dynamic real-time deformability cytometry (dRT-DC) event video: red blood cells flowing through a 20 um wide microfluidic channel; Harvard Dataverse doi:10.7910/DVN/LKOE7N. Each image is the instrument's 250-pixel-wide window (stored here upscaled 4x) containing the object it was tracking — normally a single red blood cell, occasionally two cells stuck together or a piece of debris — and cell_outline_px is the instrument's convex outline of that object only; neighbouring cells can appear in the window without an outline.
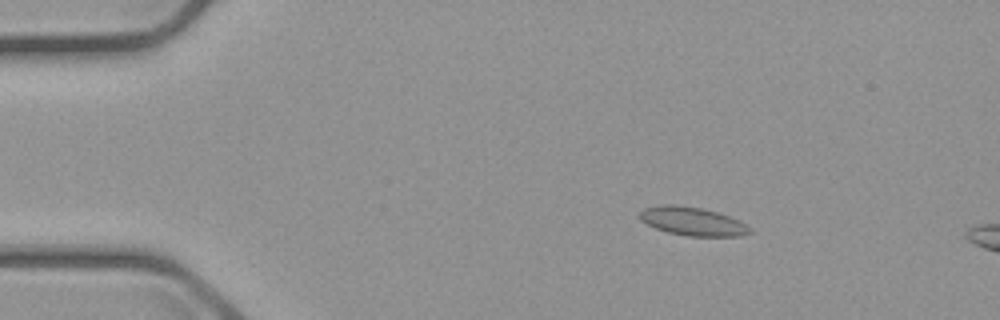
{"species": "common noctule bat (a hibernating species)", "species_latin": "Nyctalus noctula", "temperature_condition": "cold", "stored_images_in_passage": 4, "camera_frame_rate_fps": 3000, "um_per_image_px": 0.085, "animal": {"sex": "male", "body_mass_g": 23.1, "forearm_length_mm": 52.7}, "frame": {"image": 1, "passage_image": 1, "time_ms": 0.0, "image_size_px": [1000, 320], "cell_outline_px": [[752, 232], [740, 236], [688, 236], [668, 232], [656, 228], [640, 220], [640, 212], [644, 208], [660, 204], [676, 204], [700, 208], [716, 212], [740, 220], [752, 228]], "centroid_in_image_um": [58.88, 18.81], "position_along_channel_um": 26.1, "area_um2": 18.26}}